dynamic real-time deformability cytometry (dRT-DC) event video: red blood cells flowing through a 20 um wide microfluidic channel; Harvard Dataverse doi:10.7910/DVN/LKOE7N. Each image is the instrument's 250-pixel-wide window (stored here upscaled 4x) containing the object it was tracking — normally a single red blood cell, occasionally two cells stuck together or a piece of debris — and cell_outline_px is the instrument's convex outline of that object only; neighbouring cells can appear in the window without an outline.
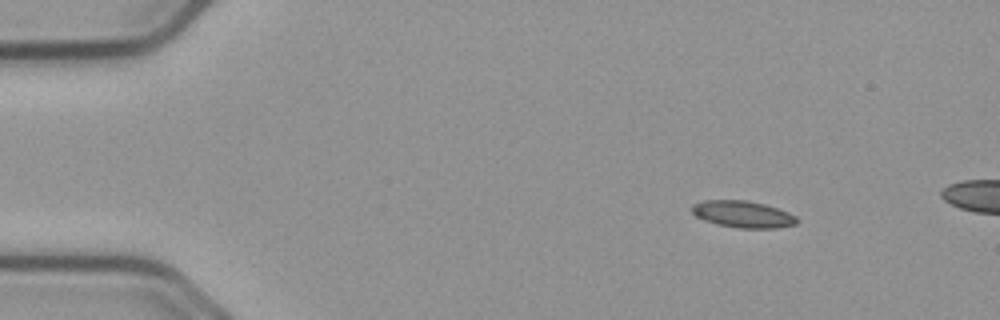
{"species": "common noctule bat (a hibernating species)", "species_latin": "Nyctalus noctula", "temperature_condition": "cold", "stored_images_in_passage": 8, "camera_frame_rate_fps": 3000, "um_per_image_px": 0.085, "animal": {"sex": "male", "body_mass_g": 23.1, "forearm_length_mm": 52.7}, "frame": {"image": 1, "passage_image": 1, "time_ms": 0.0, "image_size_px": [1000, 320], "cell_outline_px": [[800, 220], [796, 224], [776, 228], [740, 228], [720, 224], [704, 220], [696, 216], [692, 212], [692, 204], [704, 200], [748, 200], [764, 204], [788, 212], [796, 216]], "centroid_in_image_um": [63.16, 18.2], "position_along_channel_um": 21.8, "area_um2": 16.3}}